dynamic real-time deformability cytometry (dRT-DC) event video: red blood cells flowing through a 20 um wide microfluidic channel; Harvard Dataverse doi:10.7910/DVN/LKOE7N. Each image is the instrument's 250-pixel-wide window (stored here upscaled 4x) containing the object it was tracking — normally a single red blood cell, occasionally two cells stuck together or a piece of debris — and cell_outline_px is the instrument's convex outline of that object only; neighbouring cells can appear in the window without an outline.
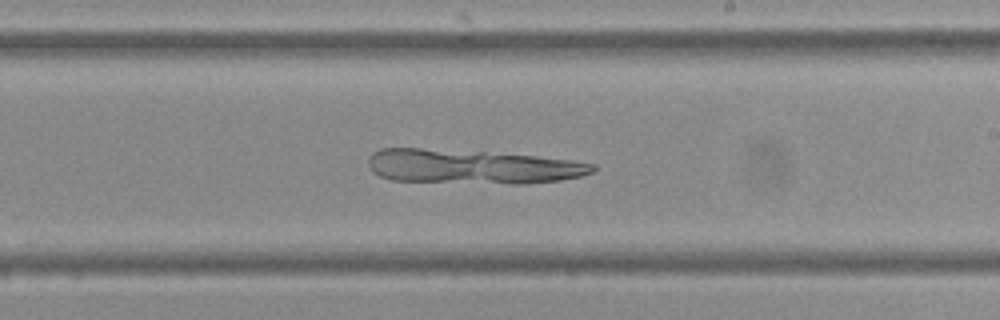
{"species": "Egyptian fruit bat (a non-hibernating species)", "species_latin": "Rousettus aegyptiacus", "temperature_condition": "cold", "stored_images_in_passage": 52, "camera_frame_rate_fps": 3000, "um_per_image_px": 0.085, "frame": {"image": 1, "passage_image": 30, "time_ms": 9.667, "image_size_px": [1000, 320], "cell_outline_px": [[596, 168], [592, 172], [580, 176], [560, 180], [524, 184], [512, 184], [392, 180], [380, 176], [372, 172], [368, 168], [368, 160], [372, 152], [380, 148], [420, 148], [484, 152], [536, 156], [572, 160], [596, 164]], "centroid_in_image_um": [40.1, 14.16], "position_along_channel_um": 248.9, "area_um2": 44.85}}